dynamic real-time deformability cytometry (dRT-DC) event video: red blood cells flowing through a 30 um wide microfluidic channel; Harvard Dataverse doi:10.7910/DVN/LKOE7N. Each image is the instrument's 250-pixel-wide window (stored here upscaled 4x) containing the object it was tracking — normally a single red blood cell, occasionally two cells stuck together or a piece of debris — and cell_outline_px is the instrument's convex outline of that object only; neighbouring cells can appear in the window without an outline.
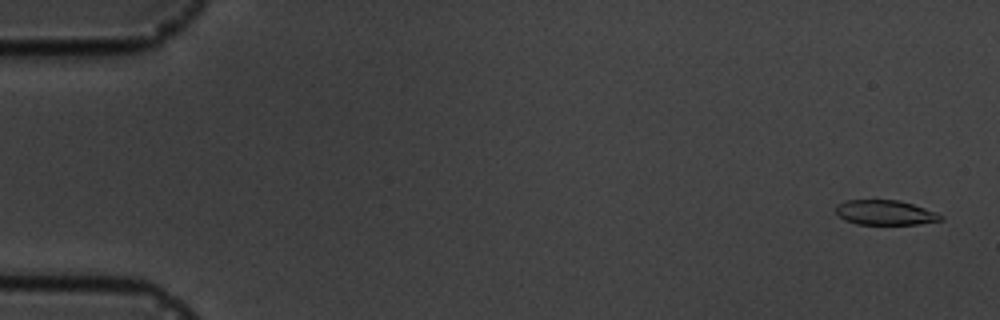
{"species": "common noctule bat (a hibernating species)", "species_latin": "Nyctalus noctula", "temperature_condition": "cold", "stored_images_in_passage": 4, "camera_frame_rate_fps": 3000, "um_per_image_px": 0.085, "animal": {"sex": "male", "body_mass_g": 19.5, "forearm_length_mm": 54.6}, "frame": {"image": 1, "passage_image": 1, "time_ms": 0.0, "image_size_px": [1000, 320], "cell_outline_px": [[944, 220], [920, 224], [856, 224], [844, 220], [836, 212], [836, 204], [848, 200], [900, 200], [936, 212], [944, 216]], "centroid_in_image_um": [75.26, 18.07], "position_along_channel_um": 9.7, "area_um2": 15.2}}
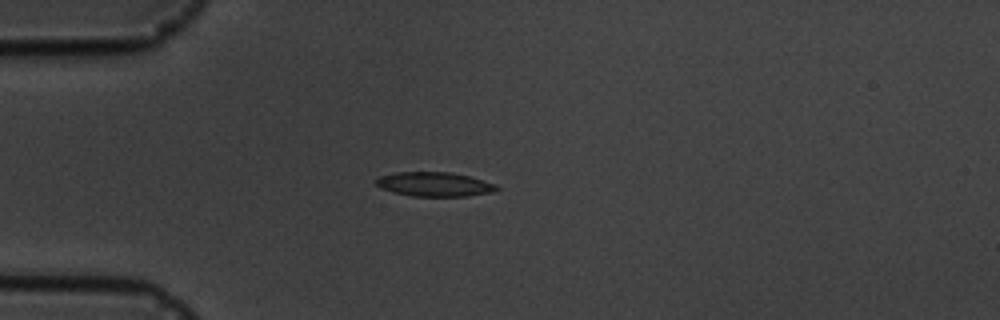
{"frame": {"image": 2, "passage_image": 4, "time_ms": 4.333, "image_size_px": [1000, 320], "cell_outline_px": [[500, 188], [492, 192], [468, 196], [412, 196], [392, 192], [376, 184], [376, 176], [396, 172], [452, 172], [468, 176], [496, 184]], "centroid_in_image_um": [36.92, 15.65], "position_along_channel_um": 48.1, "area_um2": 17.05}}